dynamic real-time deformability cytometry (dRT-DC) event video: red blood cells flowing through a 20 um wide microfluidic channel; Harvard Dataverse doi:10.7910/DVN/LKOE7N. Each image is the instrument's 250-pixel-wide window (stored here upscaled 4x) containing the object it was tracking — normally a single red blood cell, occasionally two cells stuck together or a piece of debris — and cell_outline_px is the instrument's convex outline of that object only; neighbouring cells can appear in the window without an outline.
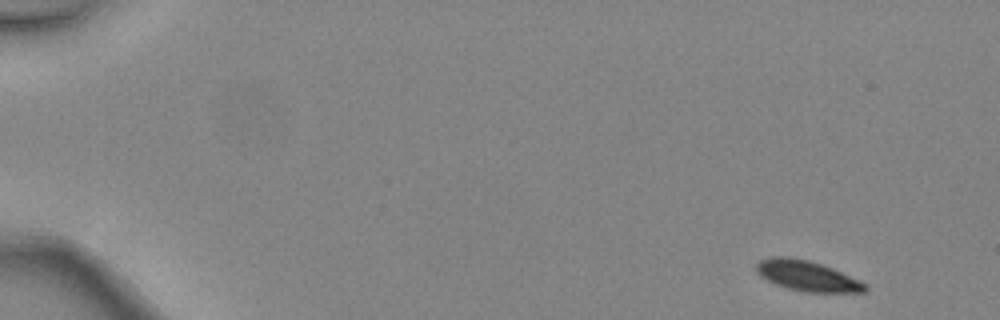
{"species": "common noctule bat (a hibernating species)", "species_latin": "Nyctalus noctula", "temperature_condition": "warm", "stored_images_in_passage": 5, "camera_frame_rate_fps": 3000, "um_per_image_px": 0.085, "animal": {"sex": "female", "body_mass_g": 24.6, "forearm_length_mm": 56.2}, "frame": {"image": 1, "passage_image": 1, "time_ms": 0.0, "image_size_px": [1000, 320], "cell_outline_px": [[868, 288], [864, 292], [804, 292], [788, 288], [776, 284], [760, 276], [756, 272], [756, 264], [760, 260], [772, 256], [788, 256], [808, 260], [832, 268], [860, 280], [868, 284]], "centroid_in_image_um": [68.61, 23.44], "position_along_channel_um": 16.4, "area_um2": 19.25}}
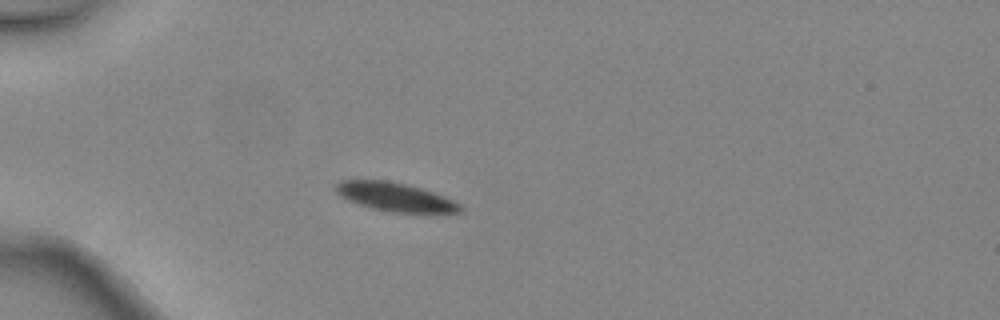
{"frame": {"image": 2, "passage_image": 4, "time_ms": 1.0, "image_size_px": [1000, 320], "cell_outline_px": [[464, 208], [460, 212], [392, 212], [372, 208], [348, 200], [340, 196], [336, 192], [336, 184], [340, 180], [388, 180], [420, 188], [444, 196], [460, 204]], "centroid_in_image_um": [33.57, 16.73], "position_along_channel_um": 51.4, "area_um2": 20.4}}